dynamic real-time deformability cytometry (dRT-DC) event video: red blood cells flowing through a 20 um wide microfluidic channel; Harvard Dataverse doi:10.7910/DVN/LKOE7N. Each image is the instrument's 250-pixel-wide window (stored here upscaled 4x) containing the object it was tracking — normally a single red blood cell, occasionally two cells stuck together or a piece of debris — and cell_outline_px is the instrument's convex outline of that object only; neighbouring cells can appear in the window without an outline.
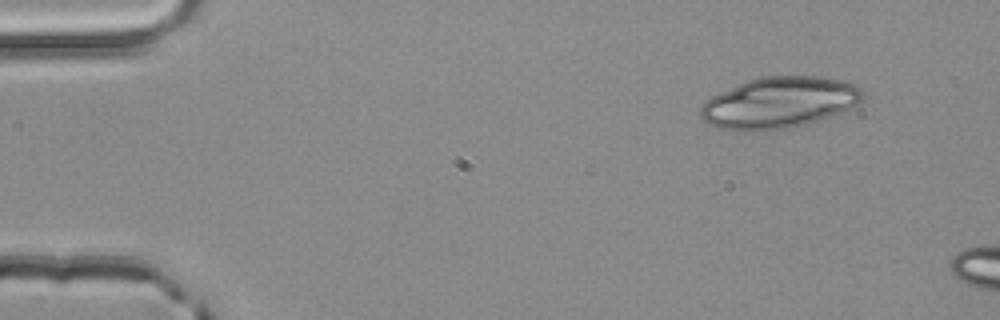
{"species": "common noctule bat (a hibernating species)", "species_latin": "Nyctalus noctula", "temperature_condition": "room temperature", "stored_images_in_passage": 2, "camera_frame_rate_fps": 3000, "um_per_image_px": 0.085, "animal": {"sex": "male", "body_mass_g": 20.4}, "frame": {"image": 1, "passage_image": 1, "time_ms": 0.0, "image_size_px": [1000, 320], "cell_outline_px": [[864, 100], [840, 112], [820, 120], [792, 128], [756, 132], [732, 132], [708, 124], [700, 116], [700, 108], [712, 96], [720, 92], [748, 80], [760, 76], [820, 76], [848, 80], [856, 84], [864, 92]], "centroid_in_image_um": [66.25, 8.74], "position_along_channel_um": 18.7, "area_um2": 49.07}}